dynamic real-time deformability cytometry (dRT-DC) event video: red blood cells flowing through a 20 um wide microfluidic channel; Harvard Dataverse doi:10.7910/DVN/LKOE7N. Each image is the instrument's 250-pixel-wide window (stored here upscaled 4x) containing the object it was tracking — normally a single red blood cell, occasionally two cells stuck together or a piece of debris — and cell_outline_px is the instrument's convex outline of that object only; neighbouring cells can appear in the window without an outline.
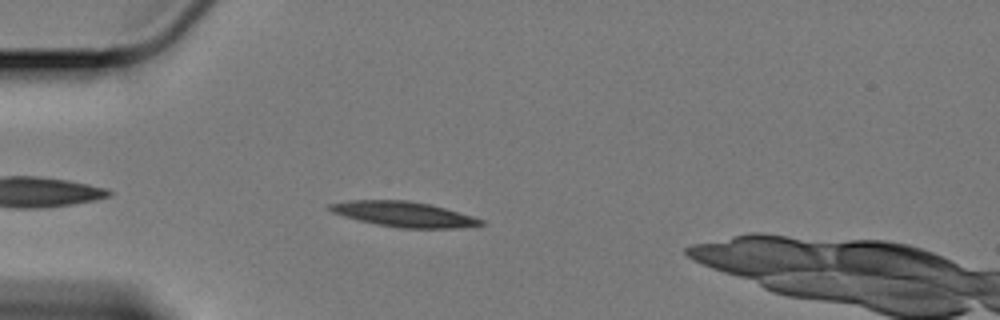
{"species": "Egyptian fruit bat (a non-hibernating species)", "species_latin": "Rousettus aegyptiacus", "temperature_condition": "cold", "stored_images_in_passage": 42, "camera_frame_rate_fps": 3000, "um_per_image_px": 0.085, "animal": {"sex": "female"}, "frame": {"image": 1, "passage_image": 5, "time_ms": 1.333, "image_size_px": [1000, 320], "cell_outline_px": [[484, 224], [456, 228], [400, 228], [376, 224], [344, 216], [332, 212], [328, 208], [328, 204], [348, 200], [408, 200], [428, 204], [444, 208], [472, 216], [484, 220]], "centroid_in_image_um": [34.29, 18.2], "position_along_channel_um": 50.7, "area_um2": 21.96}}
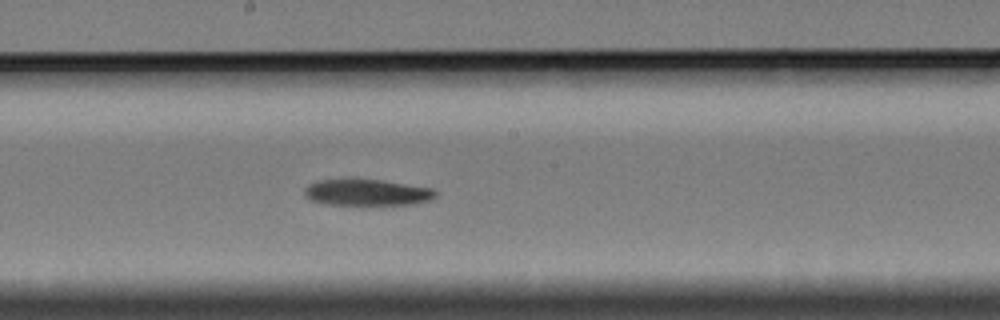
{"frame": {"image": 2, "passage_image": 21, "time_ms": 6.667, "image_size_px": [1000, 320], "cell_outline_px": [[436, 196], [428, 200], [412, 204], [324, 204], [308, 200], [304, 196], [304, 188], [308, 184], [316, 180], [352, 176], [384, 180], [436, 188]], "centroid_in_image_um": [31.11, 16.3], "position_along_channel_um": 217.1, "area_um2": 21.1}}
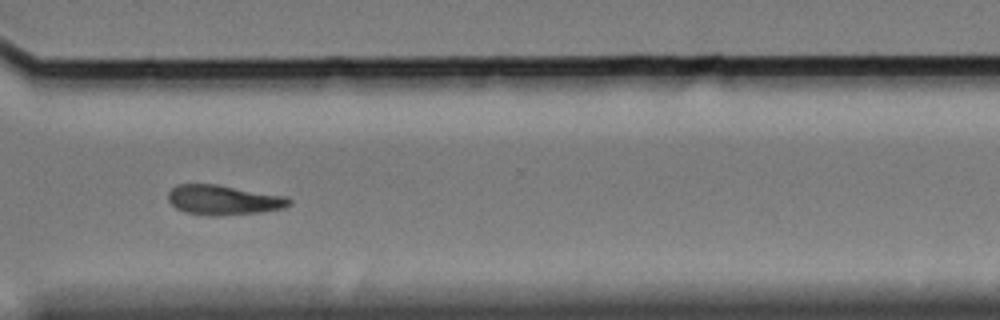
{"frame": {"image": 3, "passage_image": 33, "time_ms": 10.667, "image_size_px": [1000, 320], "cell_outline_px": [[292, 204], [284, 208], [260, 212], [216, 216], [212, 216], [184, 212], [176, 208], [168, 200], [168, 192], [172, 188], [180, 184], [216, 184], [288, 196], [292, 200]], "centroid_in_image_um": [19.03, 17.0], "position_along_channel_um": 351.6, "area_um2": 21.15}, "authors_computed_cell_mechanics": {"area_um2": 21.1548, "velocity_mm_per_s": 3.3668, "shape_relaxation_time_tau1_ms": 5.3446, "shape_relaxation_time_tau2_ms": null, "deformation_change_tau1": 0.127, "deformation_change_tau2": null}}